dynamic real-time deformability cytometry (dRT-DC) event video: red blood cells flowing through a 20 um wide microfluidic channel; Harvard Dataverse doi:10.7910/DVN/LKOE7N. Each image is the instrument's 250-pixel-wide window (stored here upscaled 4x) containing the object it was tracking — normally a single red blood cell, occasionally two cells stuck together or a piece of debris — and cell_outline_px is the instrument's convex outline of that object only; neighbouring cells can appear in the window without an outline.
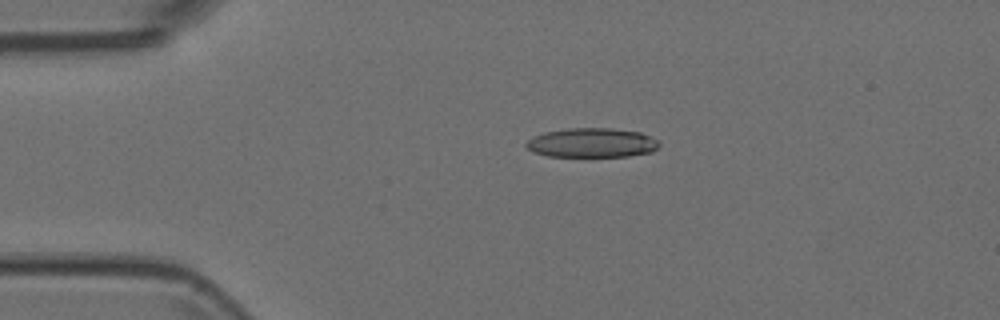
{"species": "Egyptian fruit bat (a non-hibernating species)", "species_latin": "Rousettus aegyptiacus", "temperature_condition": "room temperature", "stored_images_in_passage": 4, "camera_frame_rate_fps": 3000, "um_per_image_px": 0.085, "animal": {"sex": "female"}, "frame": {"image": 1, "passage_image": 3, "time_ms": 0.667, "image_size_px": [1000, 320], "cell_outline_px": [[660, 144], [652, 152], [628, 156], [548, 156], [532, 152], [524, 144], [532, 136], [544, 132], [564, 128], [612, 128], [640, 132], [656, 140]], "centroid_in_image_um": [50.26, 12.13], "position_along_channel_um": 34.7, "area_um2": 22.77}}